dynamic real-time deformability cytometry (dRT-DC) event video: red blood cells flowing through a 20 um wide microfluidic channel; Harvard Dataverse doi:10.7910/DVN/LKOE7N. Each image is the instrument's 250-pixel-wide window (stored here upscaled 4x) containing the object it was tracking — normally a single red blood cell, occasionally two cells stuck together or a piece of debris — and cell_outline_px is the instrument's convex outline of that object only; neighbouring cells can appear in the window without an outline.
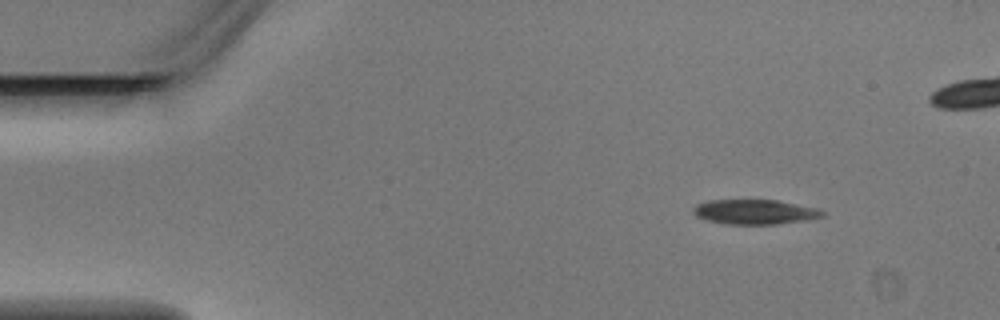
{"species": "Egyptian fruit bat (a non-hibernating species)", "species_latin": "Rousettus aegyptiacus", "temperature_condition": "warm", "stored_images_in_passage": 4, "camera_frame_rate_fps": 3000, "um_per_image_px": 0.085, "animal": {"sex": "male"}, "frame": {"image": 1, "passage_image": 1, "time_ms": 0.0, "image_size_px": [1000, 320], "cell_outline_px": [[828, 212], [824, 216], [808, 220], [776, 224], [724, 224], [708, 220], [696, 216], [692, 212], [692, 208], [696, 204], [708, 200], [776, 200], [816, 208]], "centroid_in_image_um": [64.16, 18.01], "position_along_channel_um": 20.8, "area_um2": 18.73}}